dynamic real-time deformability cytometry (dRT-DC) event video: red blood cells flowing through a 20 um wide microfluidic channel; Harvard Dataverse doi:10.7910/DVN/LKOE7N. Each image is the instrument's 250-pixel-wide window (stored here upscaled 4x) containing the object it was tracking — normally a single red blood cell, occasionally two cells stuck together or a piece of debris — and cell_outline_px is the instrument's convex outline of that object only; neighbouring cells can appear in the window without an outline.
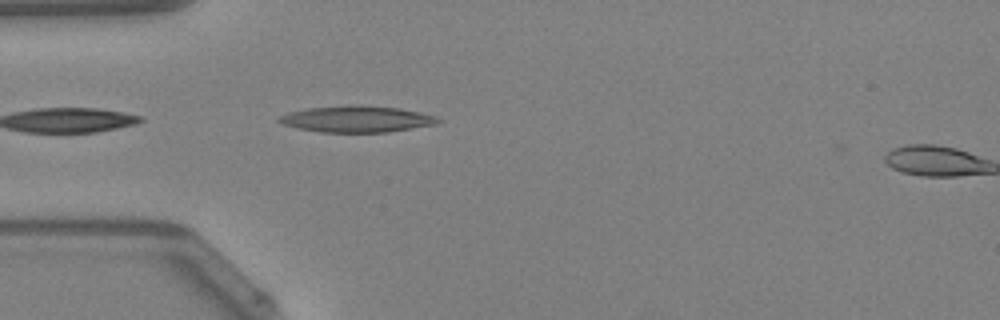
{"species": "Egyptian fruit bat (a non-hibernating species)", "species_latin": "Rousettus aegyptiacus", "temperature_condition": "warm", "stored_images_in_passage": 3, "camera_frame_rate_fps": 3000, "um_per_image_px": 0.085, "animal": {"sex": "female"}, "frame": {"image": 1, "passage_image": 2, "time_ms": 0.333, "image_size_px": [1000, 320], "cell_outline_px": [[440, 120], [436, 124], [388, 132], [320, 132], [296, 128], [284, 124], [276, 120], [280, 116], [288, 112], [308, 108], [400, 108], [420, 112], [436, 116]], "centroid_in_image_um": [30.32, 10.17], "position_along_channel_um": 54.7, "area_um2": 23.12}}